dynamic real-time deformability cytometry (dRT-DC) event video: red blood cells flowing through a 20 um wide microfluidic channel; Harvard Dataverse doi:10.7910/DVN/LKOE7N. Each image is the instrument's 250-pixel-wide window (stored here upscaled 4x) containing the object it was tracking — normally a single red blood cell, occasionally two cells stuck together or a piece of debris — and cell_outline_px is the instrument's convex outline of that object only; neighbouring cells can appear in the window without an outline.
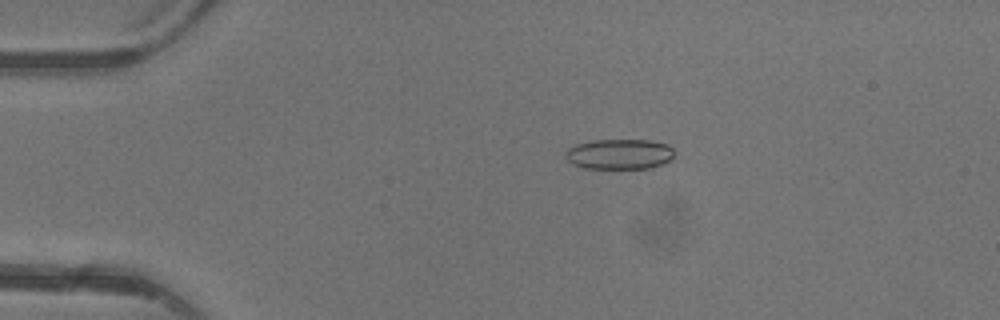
{"species": "common noctule bat (a hibernating species)", "species_latin": "Nyctalus noctula", "temperature_condition": "warm", "stored_images_in_passage": 3, "camera_frame_rate_fps": 3000, "um_per_image_px": 0.085, "animal": {"sex": "female"}, "frame": {"image": 1, "passage_image": 2, "time_ms": 1.333, "image_size_px": [1000, 320], "cell_outline_px": [[672, 156], [664, 164], [648, 168], [584, 168], [572, 164], [568, 160], [568, 148], [576, 144], [592, 140], [648, 140], [668, 144], [672, 148]], "centroid_in_image_um": [52.66, 13.09], "position_along_channel_um": 32.3, "area_um2": 18.96}}